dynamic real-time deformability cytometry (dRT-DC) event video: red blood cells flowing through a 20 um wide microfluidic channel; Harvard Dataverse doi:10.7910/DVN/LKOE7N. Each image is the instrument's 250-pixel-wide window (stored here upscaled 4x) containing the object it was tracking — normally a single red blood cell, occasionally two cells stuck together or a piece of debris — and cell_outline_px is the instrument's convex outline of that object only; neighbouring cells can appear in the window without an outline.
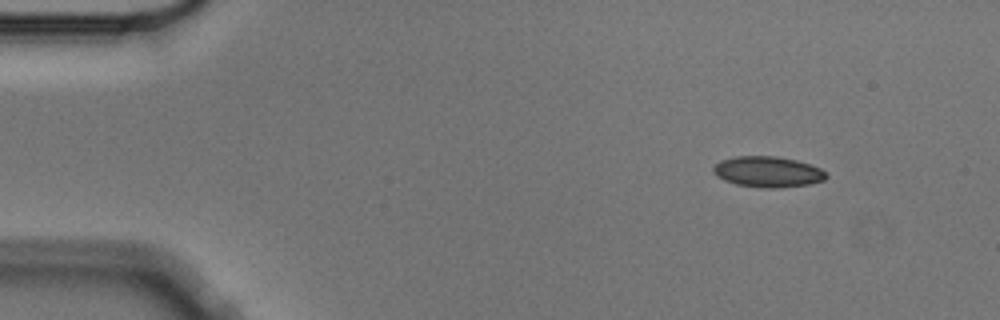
{"species": "Egyptian fruit bat (a non-hibernating species)", "species_latin": "Rousettus aegyptiacus", "temperature_condition": "cold", "stored_images_in_passage": 7, "camera_frame_rate_fps": 3000, "um_per_image_px": 0.085, "animal": {"sex": "male"}, "frame": {"image": 1, "passage_image": 1, "time_ms": 0.0, "image_size_px": [1000, 320], "cell_outline_px": [[828, 176], [824, 180], [812, 184], [776, 188], [764, 188], [736, 184], [724, 180], [716, 176], [712, 172], [712, 168], [720, 160], [736, 156], [776, 156], [796, 160], [820, 168]], "centroid_in_image_um": [65.24, 14.6], "position_along_channel_um": 19.8, "area_um2": 20.29}}
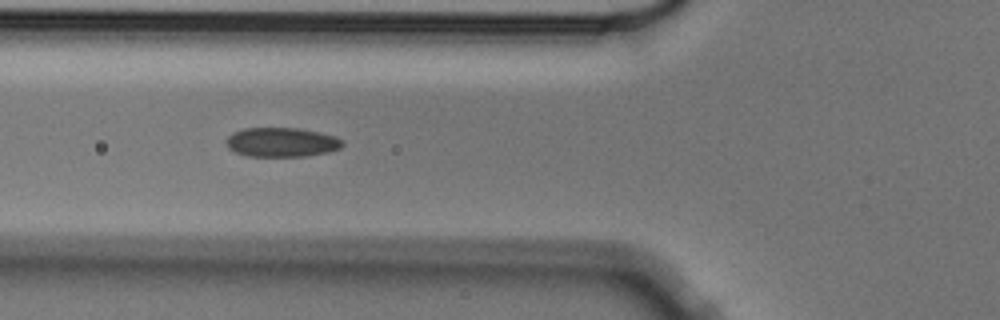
{"frame": {"image": 2, "passage_image": 5, "time_ms": 1.333, "image_size_px": [1000, 320], "cell_outline_px": [[344, 144], [340, 148], [328, 152], [304, 156], [248, 156], [236, 152], [228, 148], [228, 136], [232, 132], [244, 128], [296, 128], [336, 136], [344, 140]], "centroid_in_image_um": [23.96, 12.09], "position_along_channel_um": 101.8, "area_um2": 19.71}}
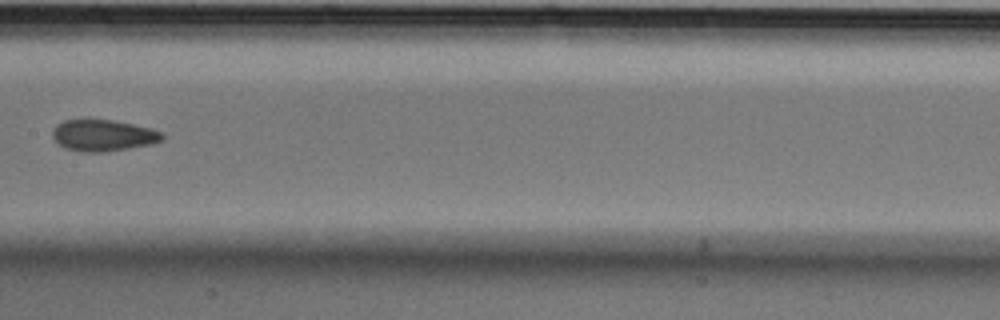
{"frame": {"image": 3, "passage_image": 7, "time_ms": 2.0, "image_size_px": [1000, 320], "cell_outline_px": [[164, 140], [152, 144], [128, 148], [100, 152], [84, 152], [64, 148], [52, 136], [52, 132], [56, 124], [64, 120], [88, 116], [112, 120], [132, 124], [148, 128], [160, 132], [164, 136]], "centroid_in_image_um": [8.71, 11.46], "position_along_channel_um": 198.7, "area_um2": 20.52}}